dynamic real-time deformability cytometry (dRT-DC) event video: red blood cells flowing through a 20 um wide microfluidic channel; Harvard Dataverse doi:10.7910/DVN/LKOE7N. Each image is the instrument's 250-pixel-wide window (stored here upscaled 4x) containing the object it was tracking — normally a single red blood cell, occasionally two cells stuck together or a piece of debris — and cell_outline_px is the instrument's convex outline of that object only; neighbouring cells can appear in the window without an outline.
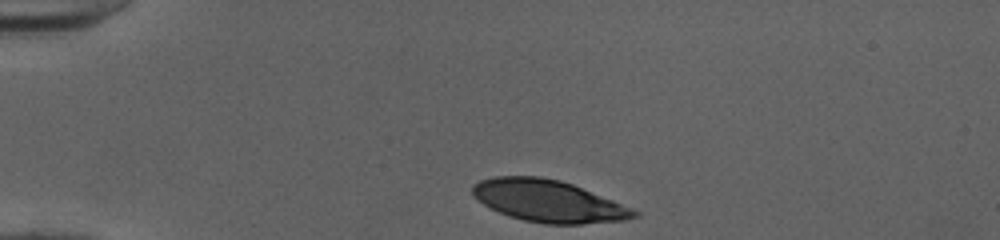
{"species": "human", "species_latin": "Homo sapiens", "temperature_condition": "cold", "stored_images_in_passage": 32, "camera_frame_rate_fps": 3000, "um_per_image_px": 0.085, "donor": {"sex": "female"}, "frame": {"image": 1, "passage_image": 1, "time_ms": 0.0, "image_size_px": [1000, 240], "cell_outline_px": [[640, 216], [624, 220], [584, 224], [544, 224], [524, 220], [508, 216], [488, 208], [476, 200], [472, 196], [472, 184], [480, 180], [496, 176], [540, 176], [560, 180], [572, 184], [632, 208], [640, 212]], "centroid_in_image_um": [46.57, 17.09], "position_along_channel_um": 38.4, "area_um2": 39.77}}
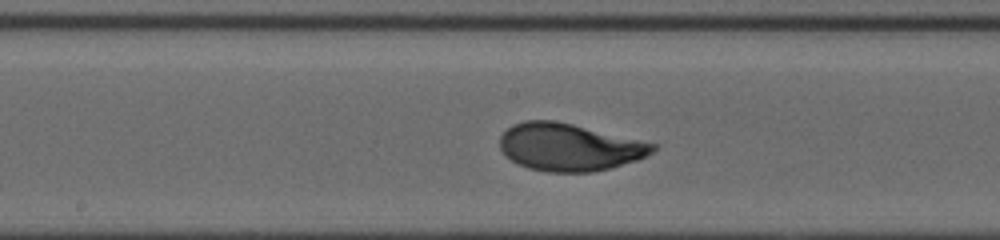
{"frame": {"image": 2, "passage_image": 17, "time_ms": 5.333, "image_size_px": [1000, 240], "cell_outline_px": [[656, 148], [648, 156], [636, 160], [608, 168], [592, 172], [548, 172], [528, 168], [512, 160], [500, 148], [500, 136], [512, 124], [524, 120], [556, 120], [656, 144]], "centroid_in_image_um": [48.37, 12.5], "position_along_channel_um": 199.8, "area_um2": 41.91}}
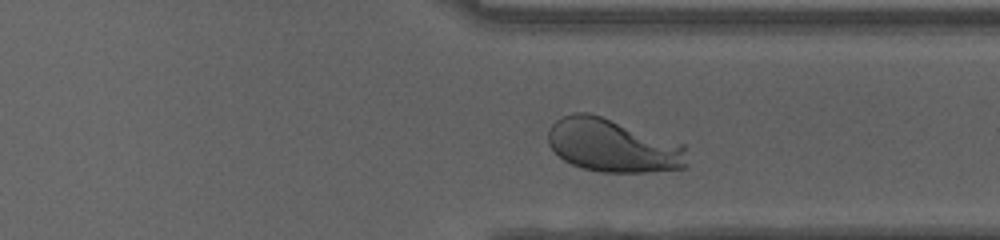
{"frame": {"image": 3, "passage_image": 29, "time_ms": 9.333, "image_size_px": [1000, 240], "cell_outline_px": [[688, 168], [644, 172], [600, 172], [580, 168], [564, 160], [548, 144], [548, 132], [552, 124], [556, 120], [572, 112], [588, 112], [684, 144], [688, 148]], "centroid_in_image_um": [52.13, 12.39], "position_along_channel_um": 359.3, "area_um2": 43.23}, "authors_computed_cell_mechanics": {"area_um2": 42.1651, "velocity_mm_per_s": 3.9842, "shape_relaxation_time_tau1_ms": 2.3088, "shape_relaxation_time_tau2_ms": null, "deformation_change_tau1": 0.1798, "deformation_change_tau2": null}}